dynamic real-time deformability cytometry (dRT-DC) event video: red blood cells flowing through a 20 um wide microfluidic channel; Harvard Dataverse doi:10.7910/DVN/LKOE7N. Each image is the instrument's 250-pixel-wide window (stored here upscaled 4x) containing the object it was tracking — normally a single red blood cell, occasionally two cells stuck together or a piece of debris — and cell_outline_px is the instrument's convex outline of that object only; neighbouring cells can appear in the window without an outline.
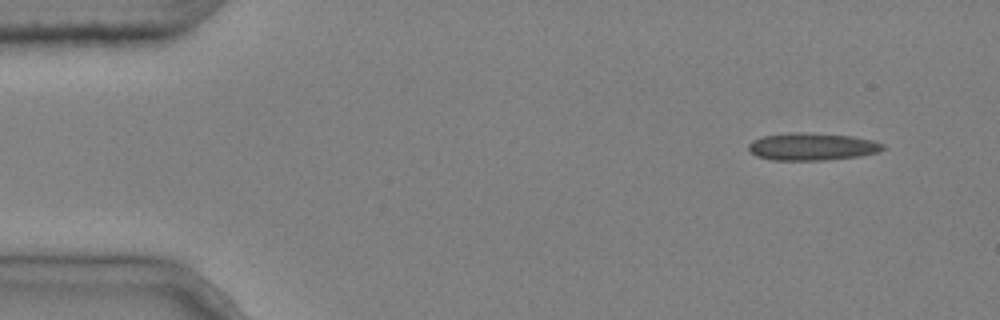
{"species": "common noctule bat (a hibernating species)", "species_latin": "Nyctalus noctula", "temperature_condition": "cold", "stored_images_in_passage": 4, "camera_frame_rate_fps": 3000, "um_per_image_px": 0.085, "animal": {"sex": "male", "body_mass_g": 20.4}, "frame": {"image": 1, "passage_image": 1, "time_ms": 0.0, "image_size_px": [1000, 320], "cell_outline_px": [[884, 148], [876, 152], [860, 156], [824, 160], [772, 160], [756, 156], [748, 152], [748, 144], [752, 140], [764, 136], [788, 132], [800, 132], [852, 136], [872, 140], [884, 144]], "centroid_in_image_um": [68.97, 12.46], "position_along_channel_um": 16.0, "area_um2": 21.5}}
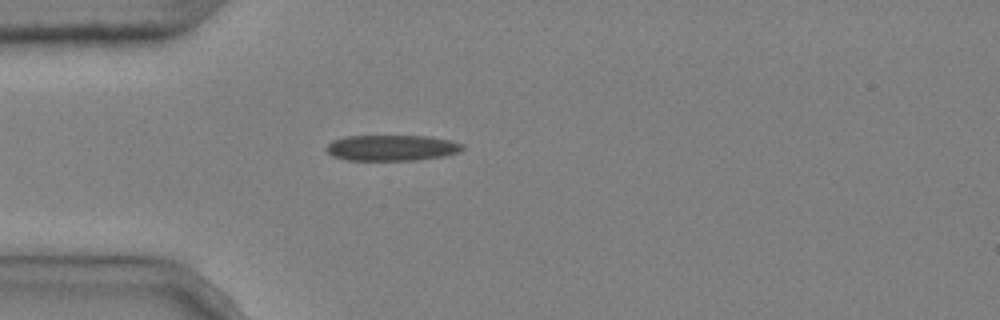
{"frame": {"image": 2, "passage_image": 4, "time_ms": 1.0, "image_size_px": [1000, 320], "cell_outline_px": [[464, 148], [460, 152], [444, 156], [416, 160], [348, 160], [332, 156], [324, 148], [332, 140], [344, 136], [428, 136], [452, 140], [464, 144]], "centroid_in_image_um": [33.31, 12.56], "position_along_channel_um": 51.7, "area_um2": 20.69}}